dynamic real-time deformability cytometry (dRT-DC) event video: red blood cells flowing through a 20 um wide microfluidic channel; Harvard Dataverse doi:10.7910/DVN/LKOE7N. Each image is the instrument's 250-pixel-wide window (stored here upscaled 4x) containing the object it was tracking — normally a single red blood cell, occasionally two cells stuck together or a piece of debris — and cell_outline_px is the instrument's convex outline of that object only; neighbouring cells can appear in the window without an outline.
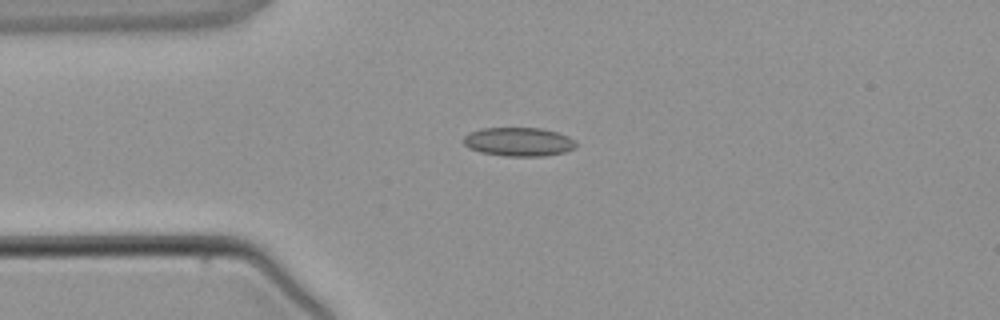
{"species": "common noctule bat (a hibernating species)", "species_latin": "Nyctalus noctula", "temperature_condition": "warm", "stored_images_in_passage": 3, "camera_frame_rate_fps": 3000, "um_per_image_px": 0.085, "animal": {"sex": "male", "body_mass_g": 21.5, "forearm_length_mm": 52.0}, "frame": {"image": 1, "passage_image": 2, "time_ms": 2.333, "image_size_px": [1000, 320], "cell_outline_px": [[576, 148], [564, 152], [544, 156], [504, 156], [480, 152], [468, 148], [464, 144], [464, 136], [468, 132], [480, 128], [540, 128], [556, 132], [568, 136], [576, 140]], "centroid_in_image_um": [44.08, 12.05], "position_along_channel_um": 40.9, "area_um2": 19.02}}